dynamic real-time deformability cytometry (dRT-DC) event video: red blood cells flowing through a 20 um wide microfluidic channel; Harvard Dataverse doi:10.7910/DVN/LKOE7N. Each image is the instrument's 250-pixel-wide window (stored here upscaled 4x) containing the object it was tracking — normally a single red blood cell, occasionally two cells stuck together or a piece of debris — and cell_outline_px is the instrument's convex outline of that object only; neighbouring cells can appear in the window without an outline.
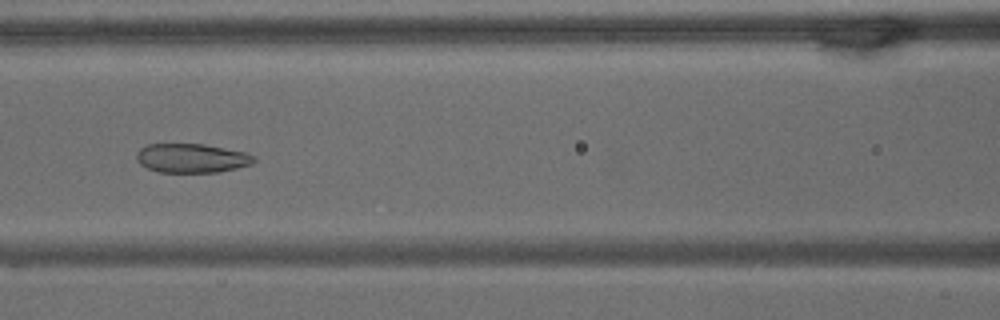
{"species": "common noctule bat (a hibernating species)", "species_latin": "Nyctalus noctula", "temperature_condition": "warm", "stored_images_in_passage": 66, "camera_frame_rate_fps": 3000, "um_per_image_px": 0.085, "animal": {"sex": "male", "body_mass_g": 15.6}, "frame": {"image": 1, "passage_image": 29, "time_ms": 9.333, "image_size_px": [1000, 320], "cell_outline_px": [[256, 160], [252, 164], [220, 172], [156, 172], [140, 164], [136, 160], [136, 152], [140, 148], [148, 144], [204, 144], [248, 152], [256, 156]], "centroid_in_image_um": [16.31, 13.44], "position_along_channel_um": 150.3, "area_um2": 20.17}}
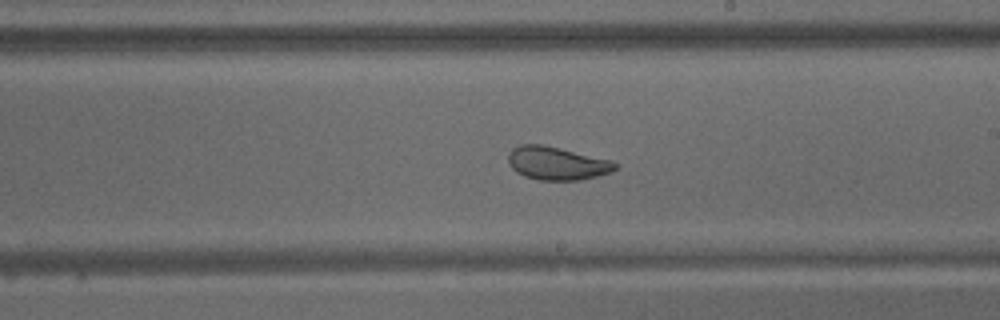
{"frame": {"image": 2, "passage_image": 38, "time_ms": 12.333, "image_size_px": [1000, 320], "cell_outline_px": [[616, 168], [612, 172], [580, 180], [540, 180], [524, 176], [516, 172], [512, 168], [508, 160], [508, 156], [512, 148], [520, 144], [540, 144], [560, 148], [612, 160], [616, 164]], "centroid_in_image_um": [47.33, 13.88], "position_along_channel_um": 241.7, "area_um2": 20.63}}
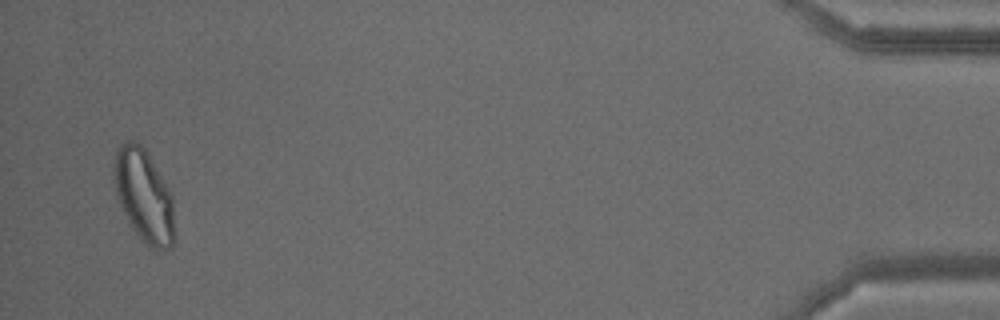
{"frame": {"image": 3, "passage_image": 64, "time_ms": 21.0, "image_size_px": [1000, 320], "cell_outline_px": [[176, 240], [172, 248], [164, 252], [148, 248], [132, 228], [116, 196], [112, 180], [112, 168], [116, 148], [120, 144], [128, 140], [136, 140], [144, 148], [172, 196]], "centroid_in_image_um": [12.22, 16.69], "position_along_channel_um": 423.0, "area_um2": 33.35}, "authors_computed_cell_mechanics": {"area_um2": 27.8018, "velocity_mm_per_s": 3.0549, "shape_relaxation_time_tau1_ms": null, "shape_relaxation_time_tau2_ms": 1.3117, "deformation_change_tau1": null, "deformation_change_tau2": 0.075}}